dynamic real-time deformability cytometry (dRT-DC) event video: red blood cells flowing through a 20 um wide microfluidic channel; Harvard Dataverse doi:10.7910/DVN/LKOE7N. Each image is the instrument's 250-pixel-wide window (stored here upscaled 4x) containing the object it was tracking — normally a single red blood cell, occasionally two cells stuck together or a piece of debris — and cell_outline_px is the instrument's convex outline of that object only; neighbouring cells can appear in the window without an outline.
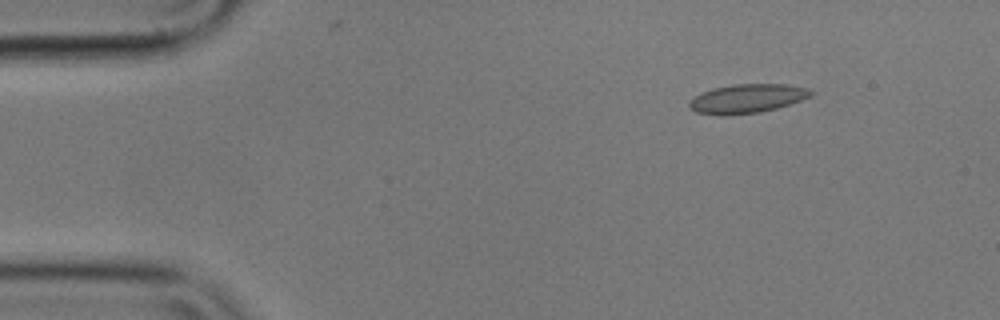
{"species": "common noctule bat (a hibernating species)", "species_latin": "Nyctalus noctula", "temperature_condition": "cold", "stored_images_in_passage": 4, "camera_frame_rate_fps": 3000, "um_per_image_px": 0.085, "animal": {"sex": "male", "body_mass_g": 17.9}, "frame": {"image": 1, "passage_image": 2, "time_ms": 0.333, "image_size_px": [1000, 320], "cell_outline_px": [[812, 96], [776, 108], [760, 112], [724, 116], [720, 116], [696, 112], [688, 108], [688, 100], [700, 92], [712, 88], [732, 84], [788, 84], [808, 88], [812, 92]], "centroid_in_image_um": [63.43, 8.38], "position_along_channel_um": 21.6, "area_um2": 20.81}}
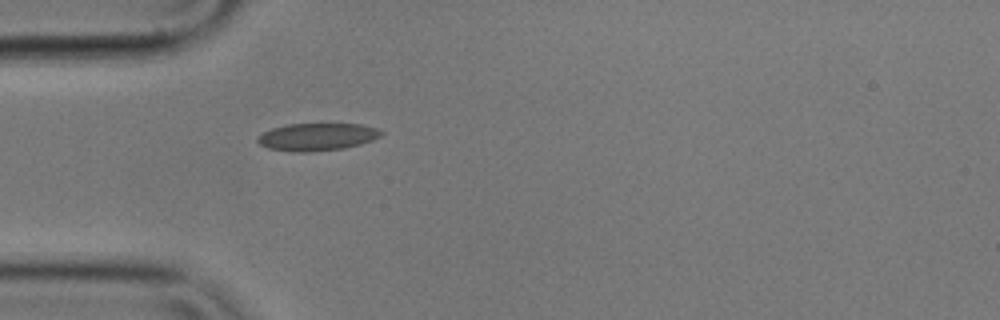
{"frame": {"image": 2, "passage_image": 4, "time_ms": 1.0, "image_size_px": [1000, 320], "cell_outline_px": [[384, 132], [380, 136], [372, 140], [360, 144], [344, 148], [308, 152], [292, 152], [268, 148], [260, 144], [256, 140], [256, 136], [272, 128], [288, 124], [360, 124], [376, 128]], "centroid_in_image_um": [26.92, 11.63], "position_along_channel_um": 58.1, "area_um2": 19.77}}